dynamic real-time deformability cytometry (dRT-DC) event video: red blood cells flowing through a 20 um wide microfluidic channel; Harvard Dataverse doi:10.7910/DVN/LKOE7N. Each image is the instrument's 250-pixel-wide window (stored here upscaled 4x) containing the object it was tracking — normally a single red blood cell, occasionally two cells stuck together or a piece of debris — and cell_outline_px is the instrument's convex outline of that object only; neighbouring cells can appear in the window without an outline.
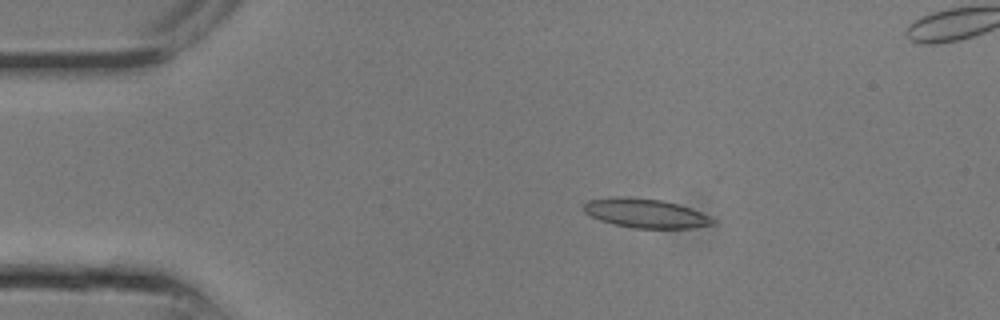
{"species": "common noctule bat (a hibernating species)", "species_latin": "Nyctalus noctula", "temperature_condition": "room temperature", "stored_images_in_passage": 11, "camera_frame_rate_fps": 3000, "um_per_image_px": 0.085, "animal": {"sex": "male", "body_mass_g": 13.3}, "frame": {"image": 1, "passage_image": 5, "time_ms": 1.333, "image_size_px": [1000, 320], "cell_outline_px": [[716, 224], [692, 228], [632, 228], [612, 224], [600, 220], [584, 212], [584, 204], [588, 200], [620, 196], [628, 196], [660, 200], [680, 204], [700, 212], [716, 220]], "centroid_in_image_um": [54.88, 18.13], "position_along_channel_um": 30.1, "area_um2": 21.96}}
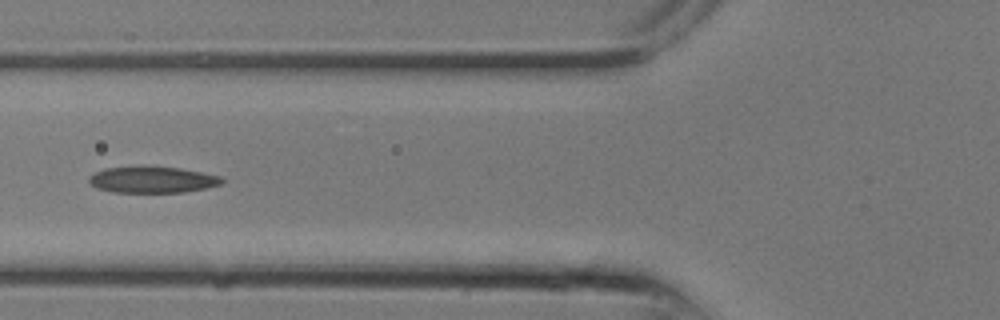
{"frame": {"image": 2, "passage_image": 10, "time_ms": 3.0, "image_size_px": [1000, 320], "cell_outline_px": [[224, 180], [220, 184], [204, 188], [184, 192], [112, 192], [96, 188], [88, 184], [88, 176], [104, 168], [140, 164], [144, 164], [180, 168], [220, 176]], "centroid_in_image_um": [12.85, 15.24], "position_along_channel_um": 112.9, "area_um2": 20.98}}